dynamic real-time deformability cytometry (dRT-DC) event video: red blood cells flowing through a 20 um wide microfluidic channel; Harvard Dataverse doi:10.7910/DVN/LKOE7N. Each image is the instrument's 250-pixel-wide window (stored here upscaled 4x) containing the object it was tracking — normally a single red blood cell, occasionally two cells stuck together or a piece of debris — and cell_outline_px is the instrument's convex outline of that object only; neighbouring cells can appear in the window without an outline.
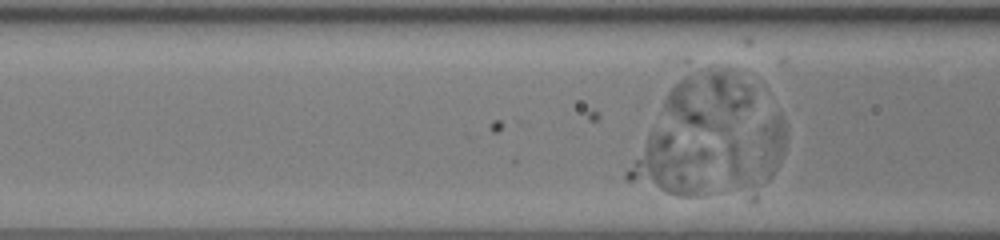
{"species": "human", "species_latin": "Homo sapiens", "temperature_condition": "room temperature", "stored_images_in_passage": 14, "camera_frame_rate_fps": 3000, "um_per_image_px": 0.085, "donor": {"sex": "female"}, "frame": {"image": 1, "passage_image": 7, "time_ms": 2.0, "image_size_px": [1000, 240], "cell_outline_px": [[712, 156], [704, 196], [680, 196], [664, 192], [628, 180], [624, 176], [624, 172], [648, 136], [652, 132], [668, 132], [704, 148], [712, 152]], "centroid_in_image_um": [57.03, 14.06], "position_along_channel_um": 109.6, "area_um2": 29.19}}